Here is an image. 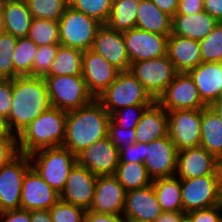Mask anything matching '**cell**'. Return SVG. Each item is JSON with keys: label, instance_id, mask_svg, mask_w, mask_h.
Returning <instances> with one entry per match:
<instances>
[{"label": "cell", "instance_id": "obj_25", "mask_svg": "<svg viewBox=\"0 0 222 222\" xmlns=\"http://www.w3.org/2000/svg\"><path fill=\"white\" fill-rule=\"evenodd\" d=\"M136 142L151 143L168 135V115L156 101L148 106L135 127Z\"/></svg>", "mask_w": 222, "mask_h": 222}, {"label": "cell", "instance_id": "obj_59", "mask_svg": "<svg viewBox=\"0 0 222 222\" xmlns=\"http://www.w3.org/2000/svg\"><path fill=\"white\" fill-rule=\"evenodd\" d=\"M179 222H191V221H190L189 217L185 214V215L180 219Z\"/></svg>", "mask_w": 222, "mask_h": 222}, {"label": "cell", "instance_id": "obj_2", "mask_svg": "<svg viewBox=\"0 0 222 222\" xmlns=\"http://www.w3.org/2000/svg\"><path fill=\"white\" fill-rule=\"evenodd\" d=\"M110 114L94 99L91 103L67 113L62 146L74 155L108 136Z\"/></svg>", "mask_w": 222, "mask_h": 222}, {"label": "cell", "instance_id": "obj_21", "mask_svg": "<svg viewBox=\"0 0 222 222\" xmlns=\"http://www.w3.org/2000/svg\"><path fill=\"white\" fill-rule=\"evenodd\" d=\"M175 175L180 179L219 175L218 160L201 146L182 149L177 154Z\"/></svg>", "mask_w": 222, "mask_h": 222}, {"label": "cell", "instance_id": "obj_5", "mask_svg": "<svg viewBox=\"0 0 222 222\" xmlns=\"http://www.w3.org/2000/svg\"><path fill=\"white\" fill-rule=\"evenodd\" d=\"M96 99L110 115L124 107L151 105L155 101L130 70L119 72L116 79Z\"/></svg>", "mask_w": 222, "mask_h": 222}, {"label": "cell", "instance_id": "obj_46", "mask_svg": "<svg viewBox=\"0 0 222 222\" xmlns=\"http://www.w3.org/2000/svg\"><path fill=\"white\" fill-rule=\"evenodd\" d=\"M12 79H0V114L8 117L12 106Z\"/></svg>", "mask_w": 222, "mask_h": 222}, {"label": "cell", "instance_id": "obj_48", "mask_svg": "<svg viewBox=\"0 0 222 222\" xmlns=\"http://www.w3.org/2000/svg\"><path fill=\"white\" fill-rule=\"evenodd\" d=\"M0 222H31L30 211L20 208L1 212Z\"/></svg>", "mask_w": 222, "mask_h": 222}, {"label": "cell", "instance_id": "obj_23", "mask_svg": "<svg viewBox=\"0 0 222 222\" xmlns=\"http://www.w3.org/2000/svg\"><path fill=\"white\" fill-rule=\"evenodd\" d=\"M188 73L207 107L222 96V62H202Z\"/></svg>", "mask_w": 222, "mask_h": 222}, {"label": "cell", "instance_id": "obj_30", "mask_svg": "<svg viewBox=\"0 0 222 222\" xmlns=\"http://www.w3.org/2000/svg\"><path fill=\"white\" fill-rule=\"evenodd\" d=\"M152 184L163 212H183L180 178L176 175L156 178Z\"/></svg>", "mask_w": 222, "mask_h": 222}, {"label": "cell", "instance_id": "obj_11", "mask_svg": "<svg viewBox=\"0 0 222 222\" xmlns=\"http://www.w3.org/2000/svg\"><path fill=\"white\" fill-rule=\"evenodd\" d=\"M156 102L167 112L201 110L207 107L202 102L193 79L186 72H178Z\"/></svg>", "mask_w": 222, "mask_h": 222}, {"label": "cell", "instance_id": "obj_34", "mask_svg": "<svg viewBox=\"0 0 222 222\" xmlns=\"http://www.w3.org/2000/svg\"><path fill=\"white\" fill-rule=\"evenodd\" d=\"M38 45L28 37H20L17 40L13 52L14 78L18 76H32V68Z\"/></svg>", "mask_w": 222, "mask_h": 222}, {"label": "cell", "instance_id": "obj_41", "mask_svg": "<svg viewBox=\"0 0 222 222\" xmlns=\"http://www.w3.org/2000/svg\"><path fill=\"white\" fill-rule=\"evenodd\" d=\"M58 48L59 44L38 46L34 56L32 76L44 77L49 72Z\"/></svg>", "mask_w": 222, "mask_h": 222}, {"label": "cell", "instance_id": "obj_47", "mask_svg": "<svg viewBox=\"0 0 222 222\" xmlns=\"http://www.w3.org/2000/svg\"><path fill=\"white\" fill-rule=\"evenodd\" d=\"M18 153L17 138L0 137V168L13 159Z\"/></svg>", "mask_w": 222, "mask_h": 222}, {"label": "cell", "instance_id": "obj_54", "mask_svg": "<svg viewBox=\"0 0 222 222\" xmlns=\"http://www.w3.org/2000/svg\"><path fill=\"white\" fill-rule=\"evenodd\" d=\"M31 222H52L49 210L30 211Z\"/></svg>", "mask_w": 222, "mask_h": 222}, {"label": "cell", "instance_id": "obj_15", "mask_svg": "<svg viewBox=\"0 0 222 222\" xmlns=\"http://www.w3.org/2000/svg\"><path fill=\"white\" fill-rule=\"evenodd\" d=\"M77 163L97 176L114 175L119 164V149L107 136L80 152Z\"/></svg>", "mask_w": 222, "mask_h": 222}, {"label": "cell", "instance_id": "obj_14", "mask_svg": "<svg viewBox=\"0 0 222 222\" xmlns=\"http://www.w3.org/2000/svg\"><path fill=\"white\" fill-rule=\"evenodd\" d=\"M178 150L169 135L145 143L144 165L152 179L176 174Z\"/></svg>", "mask_w": 222, "mask_h": 222}, {"label": "cell", "instance_id": "obj_24", "mask_svg": "<svg viewBox=\"0 0 222 222\" xmlns=\"http://www.w3.org/2000/svg\"><path fill=\"white\" fill-rule=\"evenodd\" d=\"M167 56L177 72L188 73L202 63L199 41L174 34L168 36Z\"/></svg>", "mask_w": 222, "mask_h": 222}, {"label": "cell", "instance_id": "obj_10", "mask_svg": "<svg viewBox=\"0 0 222 222\" xmlns=\"http://www.w3.org/2000/svg\"><path fill=\"white\" fill-rule=\"evenodd\" d=\"M30 167L29 155L19 152L0 168V213L20 209L24 175Z\"/></svg>", "mask_w": 222, "mask_h": 222}, {"label": "cell", "instance_id": "obj_9", "mask_svg": "<svg viewBox=\"0 0 222 222\" xmlns=\"http://www.w3.org/2000/svg\"><path fill=\"white\" fill-rule=\"evenodd\" d=\"M129 70L155 101L178 73L167 55L131 63Z\"/></svg>", "mask_w": 222, "mask_h": 222}, {"label": "cell", "instance_id": "obj_26", "mask_svg": "<svg viewBox=\"0 0 222 222\" xmlns=\"http://www.w3.org/2000/svg\"><path fill=\"white\" fill-rule=\"evenodd\" d=\"M218 22L205 11L191 15L175 14L172 17L171 34L199 41L204 39Z\"/></svg>", "mask_w": 222, "mask_h": 222}, {"label": "cell", "instance_id": "obj_12", "mask_svg": "<svg viewBox=\"0 0 222 222\" xmlns=\"http://www.w3.org/2000/svg\"><path fill=\"white\" fill-rule=\"evenodd\" d=\"M168 135L178 151L200 146L201 110H174L167 112Z\"/></svg>", "mask_w": 222, "mask_h": 222}, {"label": "cell", "instance_id": "obj_57", "mask_svg": "<svg viewBox=\"0 0 222 222\" xmlns=\"http://www.w3.org/2000/svg\"><path fill=\"white\" fill-rule=\"evenodd\" d=\"M218 172L220 178V190L222 195V159L218 160Z\"/></svg>", "mask_w": 222, "mask_h": 222}, {"label": "cell", "instance_id": "obj_27", "mask_svg": "<svg viewBox=\"0 0 222 222\" xmlns=\"http://www.w3.org/2000/svg\"><path fill=\"white\" fill-rule=\"evenodd\" d=\"M1 8L4 32L17 38L27 37L33 17L26 1L3 0Z\"/></svg>", "mask_w": 222, "mask_h": 222}, {"label": "cell", "instance_id": "obj_49", "mask_svg": "<svg viewBox=\"0 0 222 222\" xmlns=\"http://www.w3.org/2000/svg\"><path fill=\"white\" fill-rule=\"evenodd\" d=\"M204 11L203 0H179L176 14L188 15Z\"/></svg>", "mask_w": 222, "mask_h": 222}, {"label": "cell", "instance_id": "obj_51", "mask_svg": "<svg viewBox=\"0 0 222 222\" xmlns=\"http://www.w3.org/2000/svg\"><path fill=\"white\" fill-rule=\"evenodd\" d=\"M204 11L222 22V0H203Z\"/></svg>", "mask_w": 222, "mask_h": 222}, {"label": "cell", "instance_id": "obj_6", "mask_svg": "<svg viewBox=\"0 0 222 222\" xmlns=\"http://www.w3.org/2000/svg\"><path fill=\"white\" fill-rule=\"evenodd\" d=\"M49 94L51 107L69 112L91 103L95 98L88 91L82 75H60L43 77Z\"/></svg>", "mask_w": 222, "mask_h": 222}, {"label": "cell", "instance_id": "obj_32", "mask_svg": "<svg viewBox=\"0 0 222 222\" xmlns=\"http://www.w3.org/2000/svg\"><path fill=\"white\" fill-rule=\"evenodd\" d=\"M83 51L59 44L51 69L45 76L82 75Z\"/></svg>", "mask_w": 222, "mask_h": 222}, {"label": "cell", "instance_id": "obj_20", "mask_svg": "<svg viewBox=\"0 0 222 222\" xmlns=\"http://www.w3.org/2000/svg\"><path fill=\"white\" fill-rule=\"evenodd\" d=\"M125 194L126 191L114 175L98 176L89 211L108 215L123 214Z\"/></svg>", "mask_w": 222, "mask_h": 222}, {"label": "cell", "instance_id": "obj_22", "mask_svg": "<svg viewBox=\"0 0 222 222\" xmlns=\"http://www.w3.org/2000/svg\"><path fill=\"white\" fill-rule=\"evenodd\" d=\"M91 49L102 55L120 72L130 69V58L126 51L122 32L102 25L96 33Z\"/></svg>", "mask_w": 222, "mask_h": 222}, {"label": "cell", "instance_id": "obj_31", "mask_svg": "<svg viewBox=\"0 0 222 222\" xmlns=\"http://www.w3.org/2000/svg\"><path fill=\"white\" fill-rule=\"evenodd\" d=\"M141 0H113L106 26L118 32L136 28L137 9Z\"/></svg>", "mask_w": 222, "mask_h": 222}, {"label": "cell", "instance_id": "obj_37", "mask_svg": "<svg viewBox=\"0 0 222 222\" xmlns=\"http://www.w3.org/2000/svg\"><path fill=\"white\" fill-rule=\"evenodd\" d=\"M69 6L76 11L82 12L105 25L111 9L113 0H68Z\"/></svg>", "mask_w": 222, "mask_h": 222}, {"label": "cell", "instance_id": "obj_42", "mask_svg": "<svg viewBox=\"0 0 222 222\" xmlns=\"http://www.w3.org/2000/svg\"><path fill=\"white\" fill-rule=\"evenodd\" d=\"M150 105H133L121 108L110 115L111 120L123 129H135L141 115Z\"/></svg>", "mask_w": 222, "mask_h": 222}, {"label": "cell", "instance_id": "obj_4", "mask_svg": "<svg viewBox=\"0 0 222 222\" xmlns=\"http://www.w3.org/2000/svg\"><path fill=\"white\" fill-rule=\"evenodd\" d=\"M31 166L43 180L59 194L65 187L70 170L77 163V156L67 148H43L29 154Z\"/></svg>", "mask_w": 222, "mask_h": 222}, {"label": "cell", "instance_id": "obj_43", "mask_svg": "<svg viewBox=\"0 0 222 222\" xmlns=\"http://www.w3.org/2000/svg\"><path fill=\"white\" fill-rule=\"evenodd\" d=\"M108 136L117 149L127 148L136 142L135 129H123L117 126L111 119Z\"/></svg>", "mask_w": 222, "mask_h": 222}, {"label": "cell", "instance_id": "obj_50", "mask_svg": "<svg viewBox=\"0 0 222 222\" xmlns=\"http://www.w3.org/2000/svg\"><path fill=\"white\" fill-rule=\"evenodd\" d=\"M85 222H130V221L123 214L108 215V214H99L86 210Z\"/></svg>", "mask_w": 222, "mask_h": 222}, {"label": "cell", "instance_id": "obj_29", "mask_svg": "<svg viewBox=\"0 0 222 222\" xmlns=\"http://www.w3.org/2000/svg\"><path fill=\"white\" fill-rule=\"evenodd\" d=\"M200 146L222 159V120L210 107L202 109Z\"/></svg>", "mask_w": 222, "mask_h": 222}, {"label": "cell", "instance_id": "obj_38", "mask_svg": "<svg viewBox=\"0 0 222 222\" xmlns=\"http://www.w3.org/2000/svg\"><path fill=\"white\" fill-rule=\"evenodd\" d=\"M202 62H222V22H218L213 30L199 40Z\"/></svg>", "mask_w": 222, "mask_h": 222}, {"label": "cell", "instance_id": "obj_52", "mask_svg": "<svg viewBox=\"0 0 222 222\" xmlns=\"http://www.w3.org/2000/svg\"><path fill=\"white\" fill-rule=\"evenodd\" d=\"M154 4L164 13L173 17L178 9L179 0H152Z\"/></svg>", "mask_w": 222, "mask_h": 222}, {"label": "cell", "instance_id": "obj_1", "mask_svg": "<svg viewBox=\"0 0 222 222\" xmlns=\"http://www.w3.org/2000/svg\"><path fill=\"white\" fill-rule=\"evenodd\" d=\"M12 91V106L7 118L11 130L18 137L51 107V103L43 77L18 76L12 79Z\"/></svg>", "mask_w": 222, "mask_h": 222}, {"label": "cell", "instance_id": "obj_44", "mask_svg": "<svg viewBox=\"0 0 222 222\" xmlns=\"http://www.w3.org/2000/svg\"><path fill=\"white\" fill-rule=\"evenodd\" d=\"M145 160V143L135 142L127 148L119 149V163H143Z\"/></svg>", "mask_w": 222, "mask_h": 222}, {"label": "cell", "instance_id": "obj_35", "mask_svg": "<svg viewBox=\"0 0 222 222\" xmlns=\"http://www.w3.org/2000/svg\"><path fill=\"white\" fill-rule=\"evenodd\" d=\"M27 37L38 46L60 44L59 22L33 18Z\"/></svg>", "mask_w": 222, "mask_h": 222}, {"label": "cell", "instance_id": "obj_7", "mask_svg": "<svg viewBox=\"0 0 222 222\" xmlns=\"http://www.w3.org/2000/svg\"><path fill=\"white\" fill-rule=\"evenodd\" d=\"M59 22L60 45L87 51L92 48L100 22L76 11L70 6L65 9Z\"/></svg>", "mask_w": 222, "mask_h": 222}, {"label": "cell", "instance_id": "obj_55", "mask_svg": "<svg viewBox=\"0 0 222 222\" xmlns=\"http://www.w3.org/2000/svg\"><path fill=\"white\" fill-rule=\"evenodd\" d=\"M184 212H163L154 222H179Z\"/></svg>", "mask_w": 222, "mask_h": 222}, {"label": "cell", "instance_id": "obj_40", "mask_svg": "<svg viewBox=\"0 0 222 222\" xmlns=\"http://www.w3.org/2000/svg\"><path fill=\"white\" fill-rule=\"evenodd\" d=\"M52 222H85L86 210L58 200L50 209Z\"/></svg>", "mask_w": 222, "mask_h": 222}, {"label": "cell", "instance_id": "obj_36", "mask_svg": "<svg viewBox=\"0 0 222 222\" xmlns=\"http://www.w3.org/2000/svg\"><path fill=\"white\" fill-rule=\"evenodd\" d=\"M33 18L59 21L69 6L68 0H25Z\"/></svg>", "mask_w": 222, "mask_h": 222}, {"label": "cell", "instance_id": "obj_13", "mask_svg": "<svg viewBox=\"0 0 222 222\" xmlns=\"http://www.w3.org/2000/svg\"><path fill=\"white\" fill-rule=\"evenodd\" d=\"M168 36L138 28H131L123 32V39L130 63L167 55Z\"/></svg>", "mask_w": 222, "mask_h": 222}, {"label": "cell", "instance_id": "obj_33", "mask_svg": "<svg viewBox=\"0 0 222 222\" xmlns=\"http://www.w3.org/2000/svg\"><path fill=\"white\" fill-rule=\"evenodd\" d=\"M114 176L126 192L146 187L153 181L144 163H119Z\"/></svg>", "mask_w": 222, "mask_h": 222}, {"label": "cell", "instance_id": "obj_18", "mask_svg": "<svg viewBox=\"0 0 222 222\" xmlns=\"http://www.w3.org/2000/svg\"><path fill=\"white\" fill-rule=\"evenodd\" d=\"M59 199L60 194L31 166L24 175L20 208L28 211L49 210Z\"/></svg>", "mask_w": 222, "mask_h": 222}, {"label": "cell", "instance_id": "obj_17", "mask_svg": "<svg viewBox=\"0 0 222 222\" xmlns=\"http://www.w3.org/2000/svg\"><path fill=\"white\" fill-rule=\"evenodd\" d=\"M97 175L76 163L70 170L60 200L89 210L94 198Z\"/></svg>", "mask_w": 222, "mask_h": 222}, {"label": "cell", "instance_id": "obj_39", "mask_svg": "<svg viewBox=\"0 0 222 222\" xmlns=\"http://www.w3.org/2000/svg\"><path fill=\"white\" fill-rule=\"evenodd\" d=\"M18 38L7 32L0 33V79H14L13 52Z\"/></svg>", "mask_w": 222, "mask_h": 222}, {"label": "cell", "instance_id": "obj_56", "mask_svg": "<svg viewBox=\"0 0 222 222\" xmlns=\"http://www.w3.org/2000/svg\"><path fill=\"white\" fill-rule=\"evenodd\" d=\"M210 108L219 116L222 120V96L216 99L211 105Z\"/></svg>", "mask_w": 222, "mask_h": 222}, {"label": "cell", "instance_id": "obj_3", "mask_svg": "<svg viewBox=\"0 0 222 222\" xmlns=\"http://www.w3.org/2000/svg\"><path fill=\"white\" fill-rule=\"evenodd\" d=\"M67 113L50 107L39 115L17 137L18 151L29 155L43 148L62 146L65 138Z\"/></svg>", "mask_w": 222, "mask_h": 222}, {"label": "cell", "instance_id": "obj_8", "mask_svg": "<svg viewBox=\"0 0 222 222\" xmlns=\"http://www.w3.org/2000/svg\"><path fill=\"white\" fill-rule=\"evenodd\" d=\"M181 198L185 214L221 204L219 175L181 179Z\"/></svg>", "mask_w": 222, "mask_h": 222}, {"label": "cell", "instance_id": "obj_53", "mask_svg": "<svg viewBox=\"0 0 222 222\" xmlns=\"http://www.w3.org/2000/svg\"><path fill=\"white\" fill-rule=\"evenodd\" d=\"M0 137L17 138V136L10 128L8 118L1 114H0Z\"/></svg>", "mask_w": 222, "mask_h": 222}, {"label": "cell", "instance_id": "obj_28", "mask_svg": "<svg viewBox=\"0 0 222 222\" xmlns=\"http://www.w3.org/2000/svg\"><path fill=\"white\" fill-rule=\"evenodd\" d=\"M136 28L161 35H170L172 17L162 12L152 0H141L137 9Z\"/></svg>", "mask_w": 222, "mask_h": 222}, {"label": "cell", "instance_id": "obj_58", "mask_svg": "<svg viewBox=\"0 0 222 222\" xmlns=\"http://www.w3.org/2000/svg\"><path fill=\"white\" fill-rule=\"evenodd\" d=\"M4 32V23H3V16H2V8L0 7V33Z\"/></svg>", "mask_w": 222, "mask_h": 222}, {"label": "cell", "instance_id": "obj_16", "mask_svg": "<svg viewBox=\"0 0 222 222\" xmlns=\"http://www.w3.org/2000/svg\"><path fill=\"white\" fill-rule=\"evenodd\" d=\"M120 71L92 49L83 51L82 77L88 91L96 99L116 79Z\"/></svg>", "mask_w": 222, "mask_h": 222}, {"label": "cell", "instance_id": "obj_19", "mask_svg": "<svg viewBox=\"0 0 222 222\" xmlns=\"http://www.w3.org/2000/svg\"><path fill=\"white\" fill-rule=\"evenodd\" d=\"M162 213L153 184L126 192L123 215L130 222H154Z\"/></svg>", "mask_w": 222, "mask_h": 222}, {"label": "cell", "instance_id": "obj_45", "mask_svg": "<svg viewBox=\"0 0 222 222\" xmlns=\"http://www.w3.org/2000/svg\"><path fill=\"white\" fill-rule=\"evenodd\" d=\"M191 222H218L222 217V203L214 207L186 213Z\"/></svg>", "mask_w": 222, "mask_h": 222}]
</instances>
